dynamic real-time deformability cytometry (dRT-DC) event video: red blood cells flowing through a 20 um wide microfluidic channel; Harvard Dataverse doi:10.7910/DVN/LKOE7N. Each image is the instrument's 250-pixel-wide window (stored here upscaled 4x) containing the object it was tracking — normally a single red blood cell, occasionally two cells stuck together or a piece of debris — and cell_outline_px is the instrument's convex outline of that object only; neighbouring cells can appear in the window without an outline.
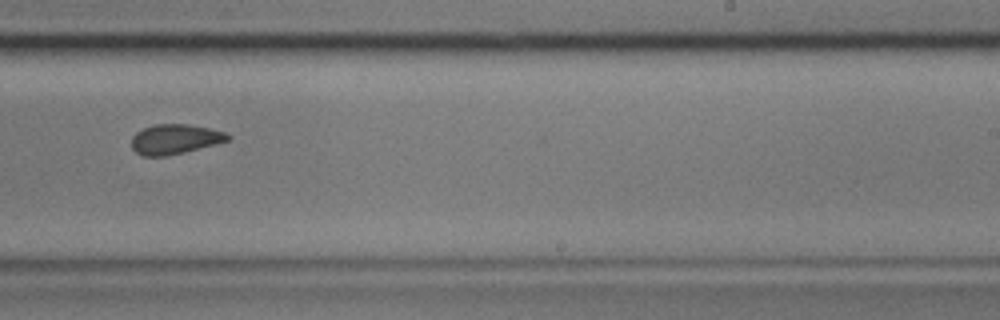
{"species": "common noctule bat (a hibernating species)", "species_latin": "Nyctalus noctula", "temperature_condition": "cold", "stored_images_in_passage": 22, "camera_frame_rate_fps": 3000, "um_per_image_px": 0.085, "animal": {"sex": "male", "body_mass_g": 17.9, "forearm_length_mm": 54.2}, "frame": {"image": 1, "passage_image": 19, "time_ms": 6.0, "image_size_px": [1000, 320], "cell_outline_px": [[232, 136], [228, 140], [216, 144], [184, 152], [164, 156], [144, 156], [136, 152], [132, 148], [132, 136], [136, 132], [144, 128], [156, 124], [188, 124], [208, 128], [224, 132]], "centroid_in_image_um": [14.86, 11.83], "position_along_channel_um": 274.1, "area_um2": 16.59}}